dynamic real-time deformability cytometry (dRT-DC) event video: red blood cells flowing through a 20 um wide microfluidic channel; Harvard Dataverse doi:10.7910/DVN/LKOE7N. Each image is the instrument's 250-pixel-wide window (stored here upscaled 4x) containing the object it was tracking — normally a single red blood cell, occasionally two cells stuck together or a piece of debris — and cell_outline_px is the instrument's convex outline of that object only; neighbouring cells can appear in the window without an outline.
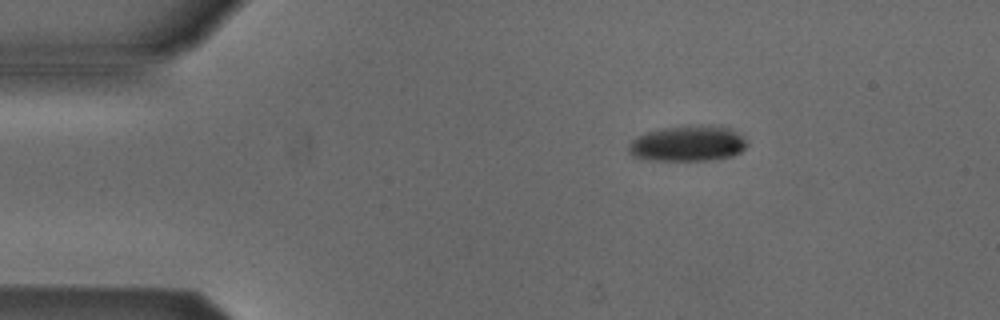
{"species": "Egyptian fruit bat (a non-hibernating species)", "species_latin": "Rousettus aegyptiacus", "temperature_condition": "cold", "stored_images_in_passage": 3, "camera_frame_rate_fps": 3000, "um_per_image_px": 0.085, "animal": {"sex": "male"}, "frame": {"image": 1, "passage_image": 1, "time_ms": 0.0, "image_size_px": [1000, 320], "cell_outline_px": [[748, 144], [740, 152], [732, 156], [712, 160], [640, 160], [632, 156], [628, 152], [628, 144], [636, 136], [648, 132], [664, 128], [700, 124], [728, 128], [736, 132], [748, 140]], "centroid_in_image_um": [58.43, 12.21], "position_along_channel_um": 26.6, "area_um2": 24.8}}
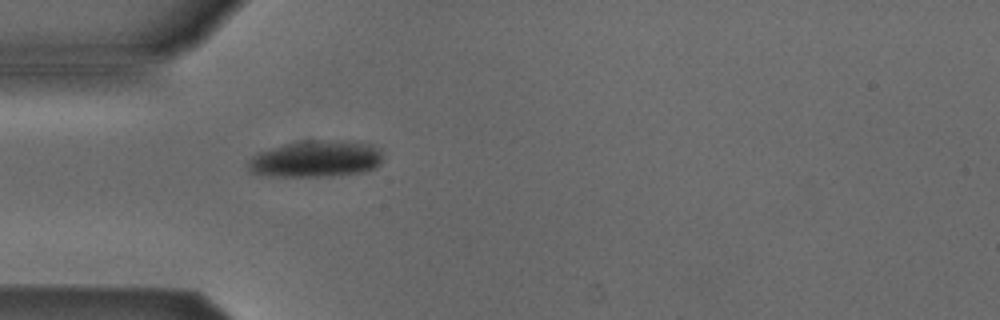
{"frame": {"image": 2, "passage_image": 3, "time_ms": 2.333, "image_size_px": [1000, 320], "cell_outline_px": [[380, 164], [376, 168], [364, 172], [332, 176], [268, 176], [248, 172], [248, 160], [256, 152], [268, 148], [300, 140], [344, 140], [372, 144], [380, 148]], "centroid_in_image_um": [26.82, 13.49], "position_along_channel_um": 58.2, "area_um2": 29.3}}